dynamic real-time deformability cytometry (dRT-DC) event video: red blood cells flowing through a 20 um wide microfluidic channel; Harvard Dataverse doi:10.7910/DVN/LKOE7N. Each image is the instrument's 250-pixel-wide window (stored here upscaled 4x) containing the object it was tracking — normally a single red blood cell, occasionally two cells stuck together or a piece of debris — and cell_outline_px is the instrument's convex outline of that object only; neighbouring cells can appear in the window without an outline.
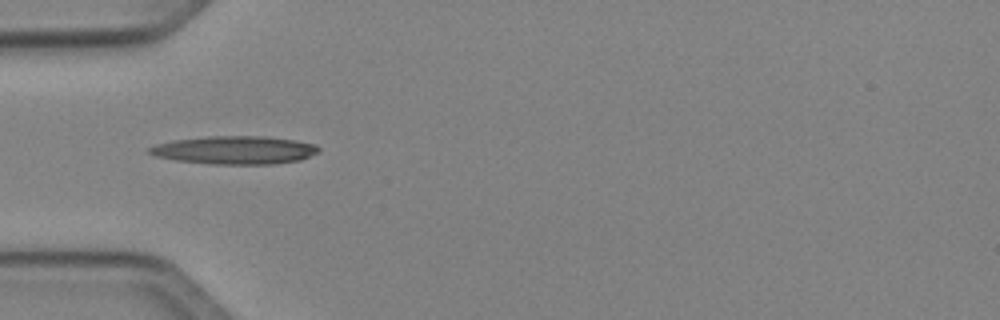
{"species": "Egyptian fruit bat (a non-hibernating species)", "species_latin": "Rousettus aegyptiacus", "temperature_condition": "cold", "stored_images_in_passage": 3, "camera_frame_rate_fps": 3000, "um_per_image_px": 0.085, "animal": {"sex": "female"}, "frame": {"image": 1, "passage_image": 1, "time_ms": 0.0, "image_size_px": [1000, 320], "cell_outline_px": [[320, 152], [300, 160], [272, 164], [208, 164], [176, 160], [156, 156], [148, 152], [148, 148], [156, 144], [172, 140], [208, 136], [264, 136], [292, 140], [316, 144], [320, 148]], "centroid_in_image_um": [19.95, 12.75], "position_along_channel_um": 65.0, "area_um2": 27.8}}
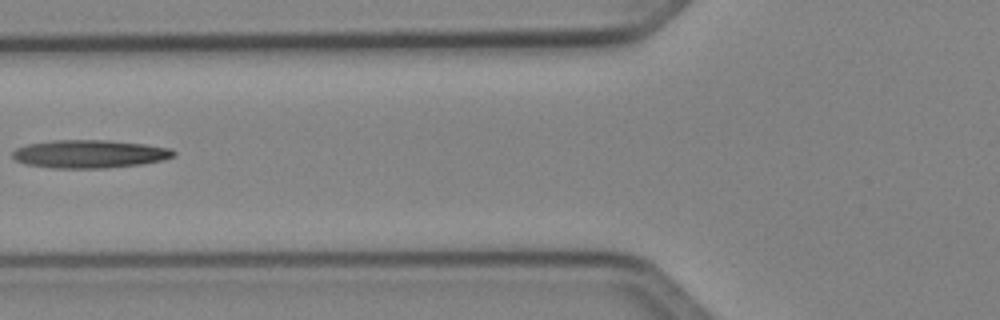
{"frame": {"image": 2, "passage_image": 2, "time_ms": 1.333, "image_size_px": [1000, 320], "cell_outline_px": [[176, 152], [172, 156], [160, 160], [140, 164], [104, 168], [52, 168], [24, 164], [16, 160], [12, 156], [12, 152], [16, 148], [28, 144], [52, 140], [108, 140], [144, 144], [172, 148]], "centroid_in_image_um": [7.57, 13.08], "position_along_channel_um": 118.2, "area_um2": 26.3}}
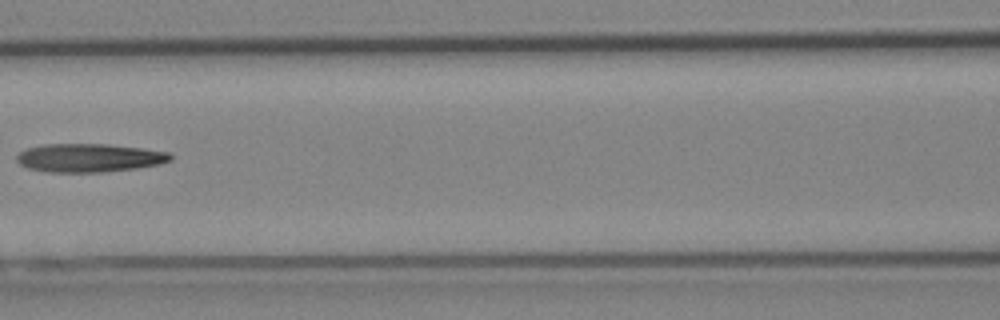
{"frame": {"image": 3, "passage_image": 3, "time_ms": 2.333, "image_size_px": [1000, 320], "cell_outline_px": [[172, 160], [160, 164], [136, 168], [104, 172], [44, 172], [28, 168], [20, 164], [16, 160], [16, 156], [24, 148], [44, 144], [108, 144], [140, 148], [168, 152], [172, 156]], "centroid_in_image_um": [7.54, 13.42], "position_along_channel_um": 159.1, "area_um2": 25.61}}